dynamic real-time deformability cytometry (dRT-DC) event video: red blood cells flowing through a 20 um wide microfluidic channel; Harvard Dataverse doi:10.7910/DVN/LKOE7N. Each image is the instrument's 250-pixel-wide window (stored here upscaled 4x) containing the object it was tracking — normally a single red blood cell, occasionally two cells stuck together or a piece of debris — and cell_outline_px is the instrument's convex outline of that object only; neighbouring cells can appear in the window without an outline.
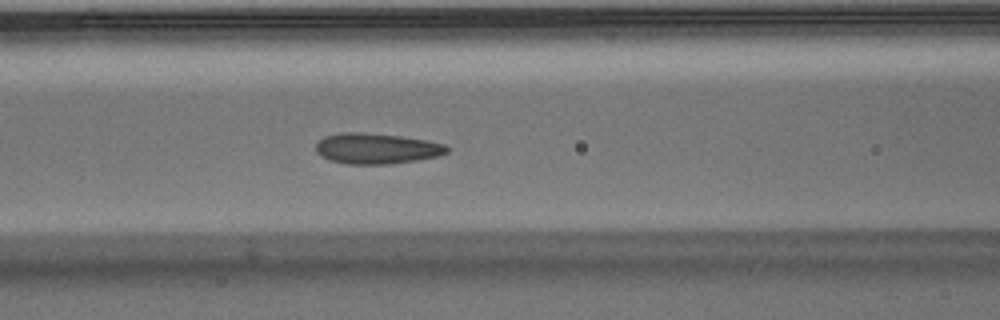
{"species": "Egyptian fruit bat (a non-hibernating species)", "species_latin": "Rousettus aegyptiacus", "temperature_condition": "warm", "stored_images_in_passage": 44, "camera_frame_rate_fps": 3000, "um_per_image_px": 0.085, "animal": {"sex": "male"}, "frame": {"image": 1, "passage_image": 14, "time_ms": 4.333, "image_size_px": [1000, 320], "cell_outline_px": [[448, 152], [436, 156], [416, 160], [388, 164], [348, 164], [328, 160], [320, 156], [316, 152], [316, 144], [324, 136], [340, 132], [360, 132], [400, 136], [424, 140], [444, 144], [448, 148]], "centroid_in_image_um": [31.94, 12.62], "position_along_channel_um": 134.7, "area_um2": 23.29}}
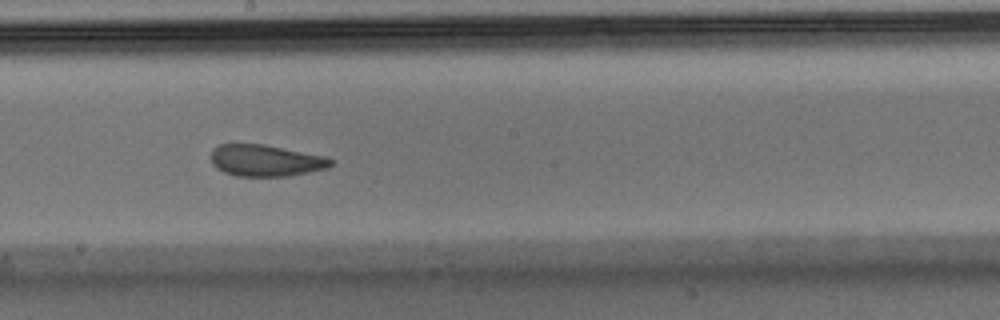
{"frame": {"image": 2, "passage_image": 21, "time_ms": 6.667, "image_size_px": [1000, 320], "cell_outline_px": [[332, 164], [328, 168], [288, 176], [236, 176], [224, 172], [216, 168], [212, 164], [212, 148], [220, 144], [264, 144], [324, 156], [332, 160]], "centroid_in_image_um": [22.56, 13.64], "position_along_channel_um": 225.6, "area_um2": 21.96}}
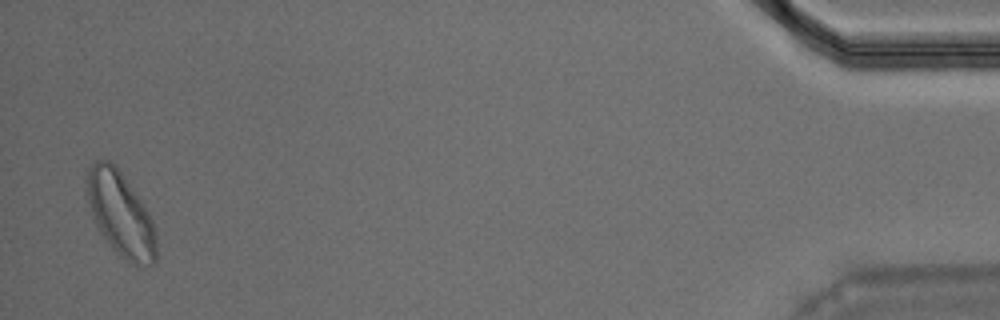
{"frame": {"image": 3, "passage_image": 43, "time_ms": 14.0, "image_size_px": [1000, 320], "cell_outline_px": [[156, 264], [136, 268], [120, 256], [112, 248], [100, 232], [96, 224], [88, 200], [84, 180], [88, 168], [96, 160], [108, 160], [116, 164], [148, 212], [152, 220], [156, 240]], "centroid_in_image_um": [10.24, 18.21], "position_along_channel_um": 425.0, "area_um2": 34.33}, "authors_computed_cell_mechanics": {"area_um2": 23.2067, "velocity_mm_per_s": 3.9023, "shape_relaxation_time_tau1_ms": 4.0371, "shape_relaxation_time_tau2_ms": 1.4938, "deformation_change_tau1": 0.1312, "deformation_change_tau2": 0.0754}}